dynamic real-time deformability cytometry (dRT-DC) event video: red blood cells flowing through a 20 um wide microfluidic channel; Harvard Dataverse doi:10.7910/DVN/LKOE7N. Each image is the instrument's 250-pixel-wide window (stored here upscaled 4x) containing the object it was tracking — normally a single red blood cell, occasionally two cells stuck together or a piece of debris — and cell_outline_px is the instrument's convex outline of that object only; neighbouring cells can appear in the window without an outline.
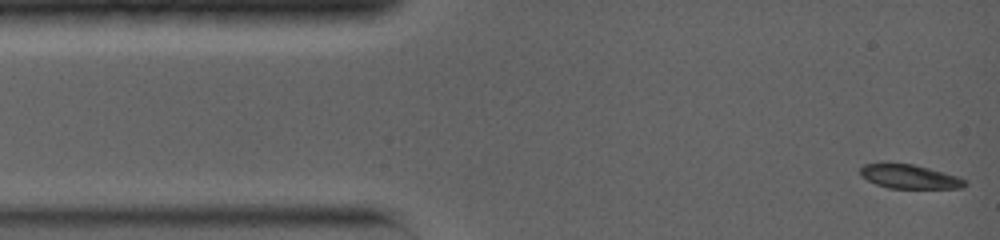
{"species": "common noctule bat (a hibernating species)", "species_latin": "Nyctalus noctula", "temperature_condition": "warm", "stored_images_in_passage": 36, "camera_frame_rate_fps": 5000, "um_per_image_px": 0.085, "animal": {"sex": "female", "body_mass_g": 19.0, "forearm_length_mm": 56.7}, "frame": {"image": 1, "passage_image": 1, "time_ms": 0.0, "image_size_px": [1000, 240], "cell_outline_px": [[968, 184], [964, 188], [888, 188], [876, 184], [860, 176], [860, 168], [864, 164], [884, 160], [912, 164], [944, 172], [968, 180]], "centroid_in_image_um": [77.26, 14.97], "position_along_channel_um": 7.7, "area_um2": 15.2}}
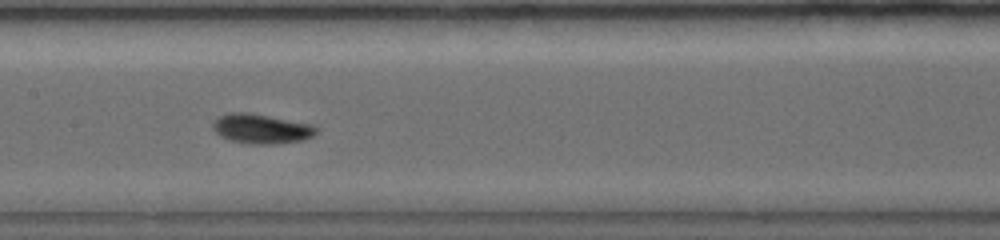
{"frame": {"image": 2, "passage_image": 16, "time_ms": 6.4, "image_size_px": [1000, 240], "cell_outline_px": [[320, 128], [312, 136], [304, 140], [272, 144], [252, 144], [228, 140], [220, 136], [212, 128], [212, 120], [228, 112], [248, 112], [312, 124]], "centroid_in_image_um": [22.19, 10.94], "position_along_channel_um": 185.2, "area_um2": 18.03}}
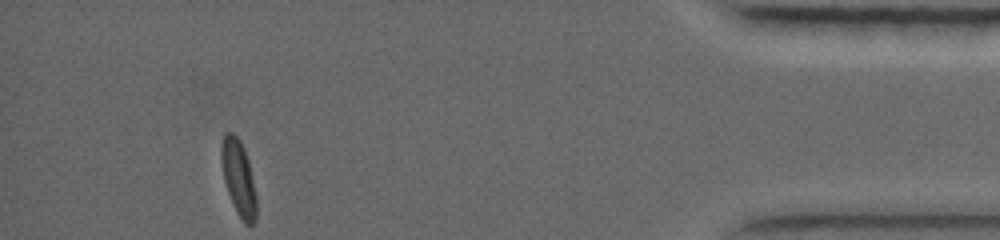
{"frame": {"image": 3, "passage_image": 36, "time_ms": 14.0, "image_size_px": [1000, 240], "cell_outline_px": [[256, 220], [252, 224], [244, 224], [236, 212], [232, 204], [224, 180], [220, 156], [220, 148], [224, 132], [232, 132], [240, 140], [244, 148], [248, 160], [256, 196]], "centroid_in_image_um": [20.26, 15.11], "position_along_channel_um": 414.9, "area_um2": 15.49}, "authors_computed_cell_mechanics": {"area_um2": 16.4152, "velocity_mm_per_s": 3.9241, "shape_relaxation_time_tau1_ms": 2.6449, "shape_relaxation_time_tau2_ms": 5.8863, "deformation_change_tau1": 0.1191, "deformation_change_tau2": 0.0603}}